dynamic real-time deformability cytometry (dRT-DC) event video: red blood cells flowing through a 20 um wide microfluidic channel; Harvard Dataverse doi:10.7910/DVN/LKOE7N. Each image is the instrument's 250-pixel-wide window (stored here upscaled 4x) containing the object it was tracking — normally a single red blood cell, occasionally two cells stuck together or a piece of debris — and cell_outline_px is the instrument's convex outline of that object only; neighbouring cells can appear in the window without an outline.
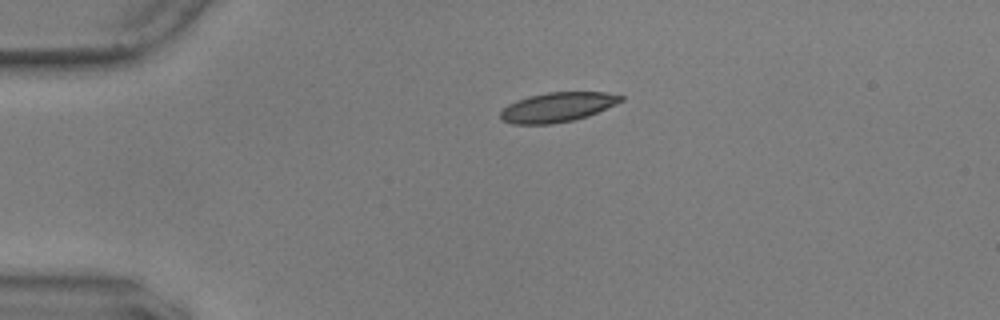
{"species": "common noctule bat (a hibernating species)", "species_latin": "Nyctalus noctula", "temperature_condition": "warm", "stored_images_in_passage": 45, "camera_frame_rate_fps": 3000, "um_per_image_px": 0.085, "animal": {"sex": "male", "body_mass_g": 17.9, "forearm_length_mm": 54.2}, "frame": {"image": 1, "passage_image": 1, "time_ms": 0.0, "image_size_px": [1000, 320], "cell_outline_px": [[624, 100], [616, 104], [588, 116], [572, 120], [552, 124], [512, 124], [500, 120], [500, 112], [508, 104], [516, 100], [528, 96], [548, 92], [608, 92], [624, 96]], "centroid_in_image_um": [47.37, 9.1], "position_along_channel_um": 37.6, "area_um2": 20.87}}
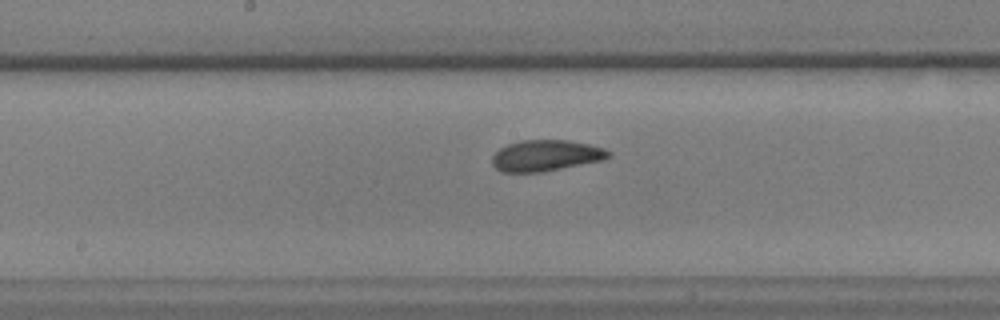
{"frame": {"image": 2, "passage_image": 18, "time_ms": 5.667, "image_size_px": [1000, 320], "cell_outline_px": [[612, 156], [604, 160], [544, 172], [500, 172], [492, 164], [492, 156], [500, 148], [508, 144], [520, 140], [568, 140], [588, 144], [604, 148], [612, 152]], "centroid_in_image_um": [46.42, 13.23], "position_along_channel_um": 201.8, "area_um2": 21.33}}
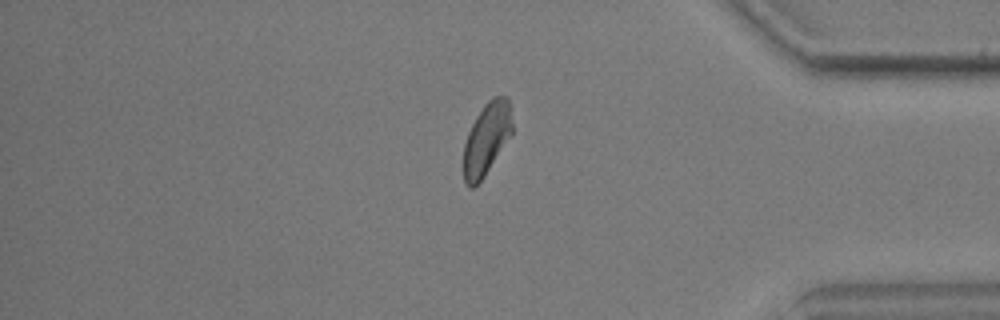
{"frame": {"image": 3, "passage_image": 36, "time_ms": 11.667, "image_size_px": [1000, 320], "cell_outline_px": [[512, 132], [484, 176], [472, 188], [468, 188], [464, 180], [464, 144], [468, 132], [476, 116], [484, 104], [492, 96], [508, 96], [512, 124]], "centroid_in_image_um": [41.35, 11.76], "position_along_channel_um": 393.9, "area_um2": 20.11}, "authors_computed_cell_mechanics": {"area_um2": 21.0392, "velocity_mm_per_s": 3.5811, "shape_relaxation_time_tau1_ms": 4.6243, "shape_relaxation_time_tau2_ms": 1.5019, "deformation_change_tau1": 0.1365, "deformation_change_tau2": 0.0639}}